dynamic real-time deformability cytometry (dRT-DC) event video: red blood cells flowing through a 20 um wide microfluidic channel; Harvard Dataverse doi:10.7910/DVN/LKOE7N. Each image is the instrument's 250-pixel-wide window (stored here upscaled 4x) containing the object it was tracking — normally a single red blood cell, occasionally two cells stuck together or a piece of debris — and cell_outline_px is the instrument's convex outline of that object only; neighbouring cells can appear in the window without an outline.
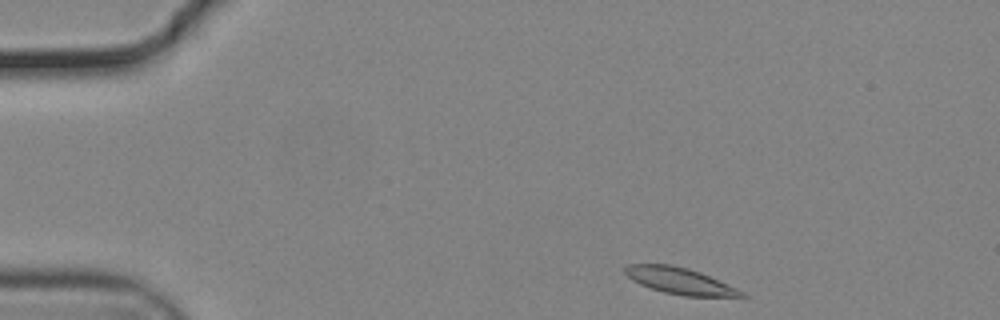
{"species": "common noctule bat (a hibernating species)", "species_latin": "Nyctalus noctula", "temperature_condition": "cold", "stored_images_in_passage": 48, "camera_frame_rate_fps": 3000, "um_per_image_px": 0.085, "animal": {"sex": "male", "body_mass_g": 19.2, "forearm_length_mm": 51.8}, "frame": {"image": 1, "passage_image": 1, "time_ms": 0.0, "image_size_px": [1000, 320], "cell_outline_px": [[748, 296], [684, 296], [664, 292], [640, 284], [632, 280], [624, 272], [624, 268], [628, 264], [668, 264], [688, 268], [700, 272], [736, 288], [744, 292]], "centroid_in_image_um": [57.75, 23.86], "position_along_channel_um": 27.3, "area_um2": 17.63}}
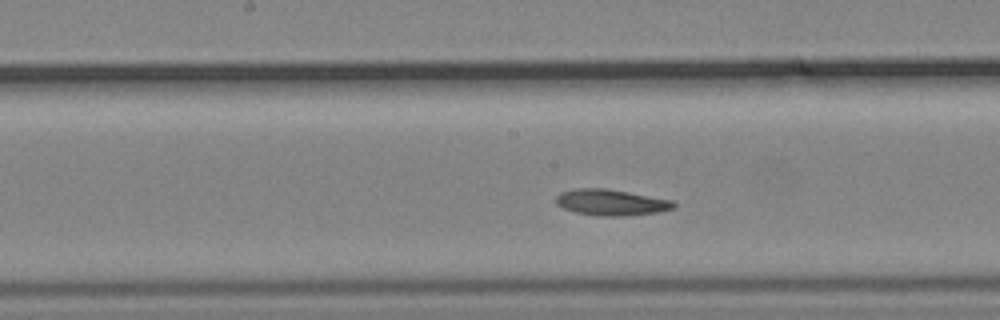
{"frame": {"image": 2, "passage_image": 21, "time_ms": 6.667, "image_size_px": [1000, 320], "cell_outline_px": [[676, 208], [660, 212], [624, 216], [596, 216], [576, 212], [564, 208], [556, 204], [556, 196], [560, 192], [576, 188], [604, 188], [628, 192], [672, 200], [676, 204]], "centroid_in_image_um": [51.95, 17.21], "position_along_channel_um": 196.2, "area_um2": 17.98}}
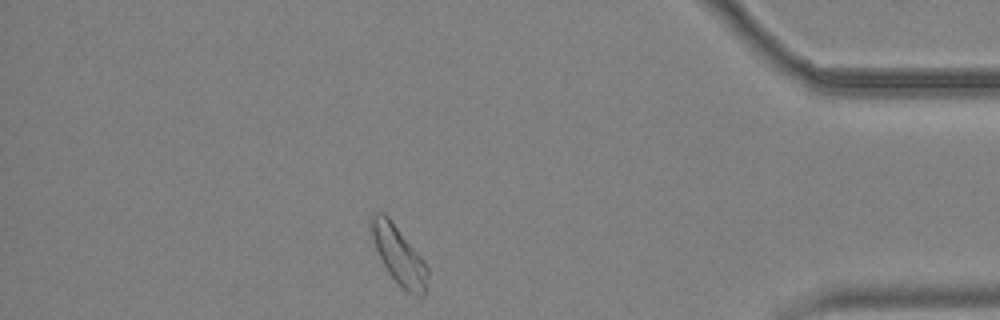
{"frame": {"image": 3, "passage_image": 41, "time_ms": 13.333, "image_size_px": [1000, 320], "cell_outline_px": [[428, 276], [424, 296], [416, 296], [408, 292], [388, 272], [376, 248], [372, 236], [372, 212], [384, 212], [388, 216], [424, 260], [428, 268]], "centroid_in_image_um": [33.93, 21.69], "position_along_channel_um": 401.3, "area_um2": 18.55}}